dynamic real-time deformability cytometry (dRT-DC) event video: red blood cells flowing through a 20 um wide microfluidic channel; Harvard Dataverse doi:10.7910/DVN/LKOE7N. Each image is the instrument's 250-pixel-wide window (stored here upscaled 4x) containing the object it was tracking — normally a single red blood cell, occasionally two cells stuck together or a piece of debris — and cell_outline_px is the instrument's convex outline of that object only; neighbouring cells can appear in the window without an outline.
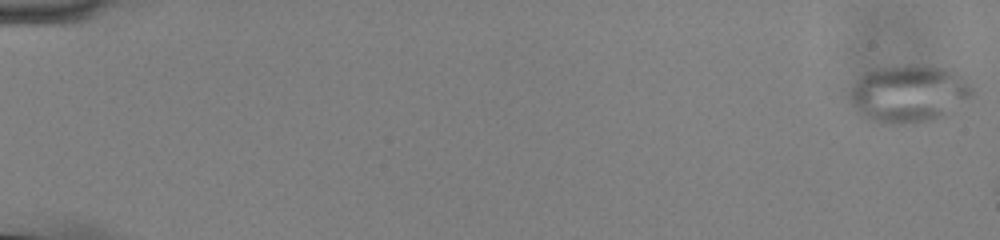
{"species": "common noctule bat (a hibernating species)", "species_latin": "Nyctalus noctula", "temperature_condition": "cold", "stored_images_in_passage": 8, "camera_frame_rate_fps": 3000, "um_per_image_px": 0.085, "animal": {"sex": "male", "body_mass_g": 13.0, "forearm_length_mm": 53.1}, "frame": {"image": 1, "passage_image": 1, "time_ms": 0.0, "image_size_px": [1000, 240], "cell_outline_px": [[976, 96], [944, 116], [932, 120], [916, 124], [892, 124], [876, 120], [860, 112], [852, 104], [852, 88], [868, 72], [884, 68], [940, 68], [952, 72], [960, 76], [972, 84], [976, 88]], "centroid_in_image_um": [77.4, 8.03], "position_along_channel_um": 7.6, "area_um2": 39.48}}